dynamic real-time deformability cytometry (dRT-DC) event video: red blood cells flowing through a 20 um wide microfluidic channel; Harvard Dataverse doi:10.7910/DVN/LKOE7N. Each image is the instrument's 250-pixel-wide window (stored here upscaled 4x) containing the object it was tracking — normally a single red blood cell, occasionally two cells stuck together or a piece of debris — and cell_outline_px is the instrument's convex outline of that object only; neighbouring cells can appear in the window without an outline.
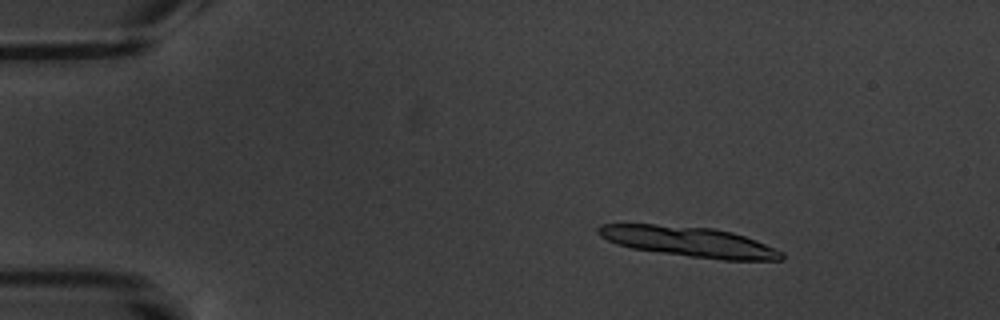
{"species": "common noctule bat (a hibernating species)", "species_latin": "Nyctalus noctula", "temperature_condition": "warm", "stored_images_in_passage": 7, "camera_frame_rate_fps": 3000, "um_per_image_px": 0.085, "animal": {"sex": "male", "body_mass_g": 20.1, "forearm_length_mm": 53.5}, "frame": {"image": 1, "passage_image": 1, "time_ms": 0.0, "image_size_px": [1000, 320], "cell_outline_px": [[784, 260], [724, 260], [688, 256], [632, 248], [616, 244], [600, 236], [596, 232], [596, 228], [600, 224], [656, 224], [712, 228], [732, 232], [756, 240], [784, 252]], "centroid_in_image_um": [58.57, 20.54], "position_along_channel_um": 26.4, "area_um2": 32.19}}
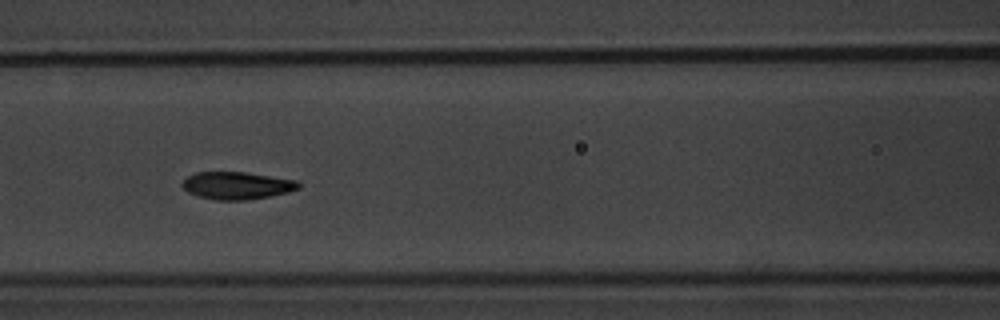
{"frame": {"image": 2, "passage_image": 6, "time_ms": 6.0, "image_size_px": [1000, 320], "cell_outline_px": [[300, 188], [288, 192], [268, 196], [244, 200], [216, 200], [200, 196], [188, 192], [180, 184], [188, 176], [196, 172], [248, 172], [300, 180]], "centroid_in_image_um": [20.18, 15.75], "position_along_channel_um": 146.4, "area_um2": 18.67}}
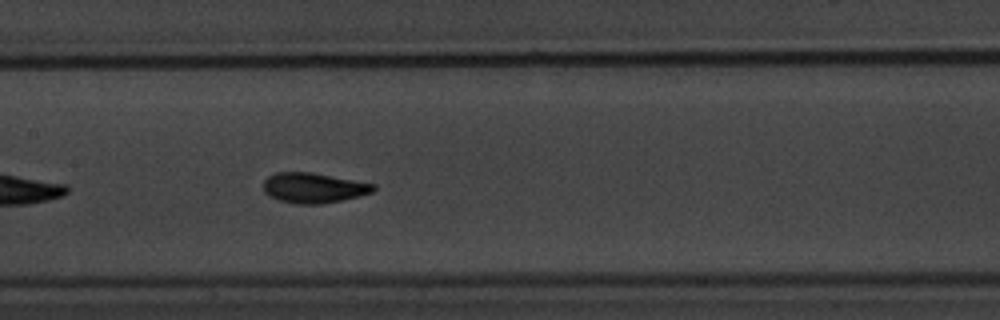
{"frame": {"image": 3, "passage_image": 7, "time_ms": 7.0, "image_size_px": [1000, 320], "cell_outline_px": [[376, 188], [372, 192], [360, 196], [320, 204], [296, 204], [280, 200], [268, 196], [264, 192], [264, 180], [268, 176], [276, 172], [312, 172], [376, 184]], "centroid_in_image_um": [26.65, 15.96], "position_along_channel_um": 180.8, "area_um2": 19.36}}